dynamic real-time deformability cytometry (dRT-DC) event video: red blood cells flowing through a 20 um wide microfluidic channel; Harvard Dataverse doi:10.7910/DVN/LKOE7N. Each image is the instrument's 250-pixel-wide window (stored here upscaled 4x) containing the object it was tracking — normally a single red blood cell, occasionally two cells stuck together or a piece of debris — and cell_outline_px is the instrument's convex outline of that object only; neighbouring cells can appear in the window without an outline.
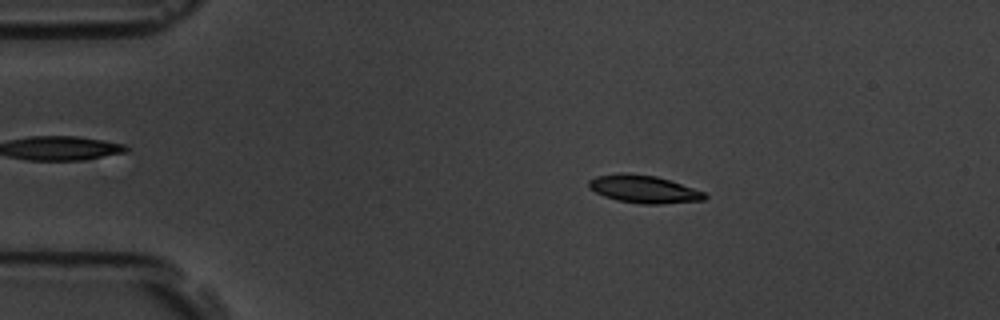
{"species": "common noctule bat (a hibernating species)", "species_latin": "Nyctalus noctula", "temperature_condition": "room temperature", "stored_images_in_passage": 10, "camera_frame_rate_fps": 3000, "um_per_image_px": 0.085, "animal": {"sex": "male", "body_mass_g": 19.5, "forearm_length_mm": 54.6}, "frame": {"image": 1, "passage_image": 2, "time_ms": 0.333, "image_size_px": [1000, 320], "cell_outline_px": [[708, 196], [704, 200], [660, 204], [640, 204], [616, 200], [604, 196], [588, 188], [588, 180], [596, 176], [620, 172], [624, 172], [656, 176], [704, 192]], "centroid_in_image_um": [54.67, 16.07], "position_along_channel_um": 30.3, "area_um2": 18.73}}
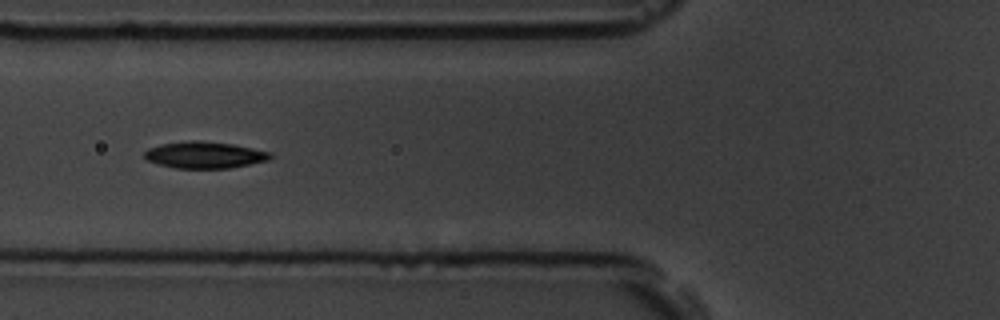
{"frame": {"image": 2, "passage_image": 5, "time_ms": 1.333, "image_size_px": [1000, 320], "cell_outline_px": [[272, 156], [268, 160], [228, 168], [176, 168], [160, 164], [148, 160], [144, 156], [144, 152], [148, 148], [160, 144], [192, 140], [200, 140], [232, 144], [272, 152]], "centroid_in_image_um": [17.38, 13.16], "position_along_channel_um": 108.4, "area_um2": 19.36}}
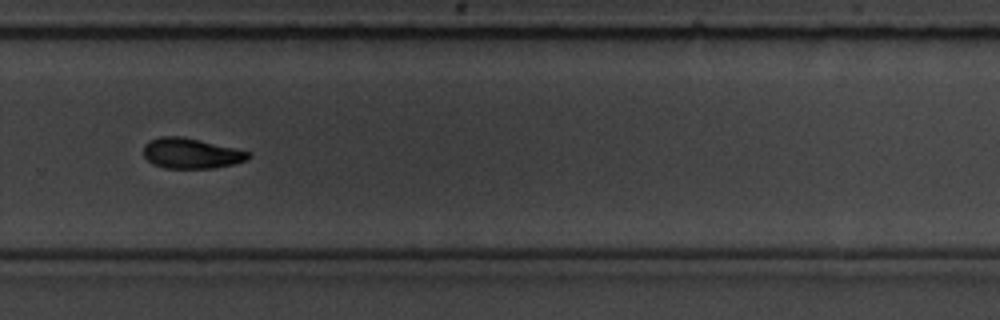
{"frame": {"image": 3, "passage_image": 10, "time_ms": 3.0, "image_size_px": [1000, 320], "cell_outline_px": [[252, 156], [248, 160], [232, 164], [212, 168], [164, 168], [152, 164], [144, 156], [144, 144], [148, 140], [160, 136], [180, 136], [200, 140], [236, 148], [252, 152]], "centroid_in_image_um": [16.26, 13.03], "position_along_channel_um": 313.5, "area_um2": 18.73}}